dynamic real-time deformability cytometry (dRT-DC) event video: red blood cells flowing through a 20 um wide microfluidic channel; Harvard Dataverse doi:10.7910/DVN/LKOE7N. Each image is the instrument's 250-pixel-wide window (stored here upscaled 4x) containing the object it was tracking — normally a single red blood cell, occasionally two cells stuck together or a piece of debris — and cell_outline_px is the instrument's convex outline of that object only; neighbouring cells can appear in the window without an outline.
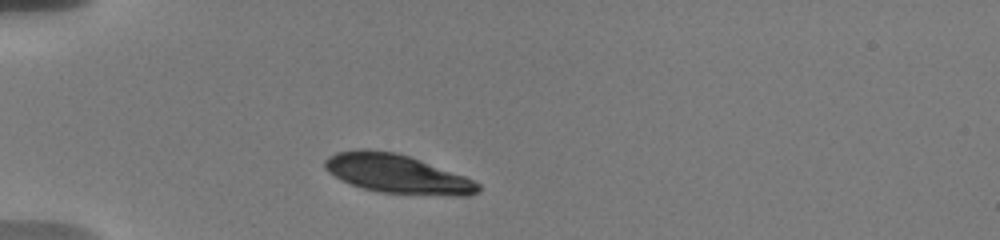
{"species": "human", "species_latin": "Homo sapiens", "temperature_condition": "warm", "stored_images_in_passage": 3, "camera_frame_rate_fps": 3000, "um_per_image_px": 0.085, "donor": {"sex": "male"}, "frame": {"image": 1, "passage_image": 1, "time_ms": 0.0, "image_size_px": [1000, 240], "cell_outline_px": [[480, 188], [476, 192], [468, 196], [456, 196], [380, 192], [364, 188], [352, 184], [328, 172], [324, 168], [324, 160], [328, 156], [336, 152], [360, 148], [368, 148], [396, 152], [408, 156], [464, 176], [480, 184]], "centroid_in_image_um": [33.72, 14.76], "position_along_channel_um": 51.3, "area_um2": 34.39}}
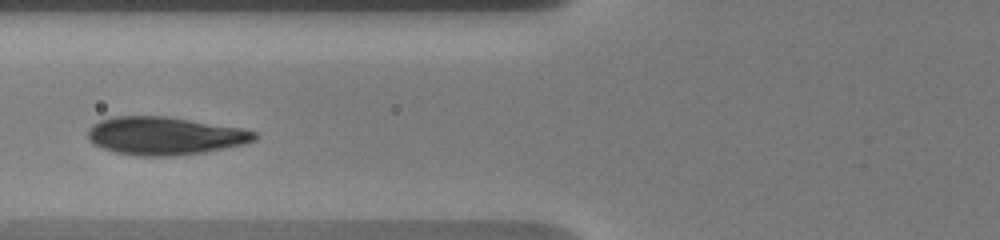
{"frame": {"image": 2, "passage_image": 3, "time_ms": 2.333, "image_size_px": [1000, 240], "cell_outline_px": [[256, 140], [224, 148], [204, 152], [172, 156], [136, 156], [116, 152], [104, 148], [96, 144], [88, 136], [88, 128], [92, 124], [100, 120], [112, 116], [168, 116], [240, 128], [256, 132]], "centroid_in_image_um": [13.98, 11.53], "position_along_channel_um": 111.8, "area_um2": 36.59}}